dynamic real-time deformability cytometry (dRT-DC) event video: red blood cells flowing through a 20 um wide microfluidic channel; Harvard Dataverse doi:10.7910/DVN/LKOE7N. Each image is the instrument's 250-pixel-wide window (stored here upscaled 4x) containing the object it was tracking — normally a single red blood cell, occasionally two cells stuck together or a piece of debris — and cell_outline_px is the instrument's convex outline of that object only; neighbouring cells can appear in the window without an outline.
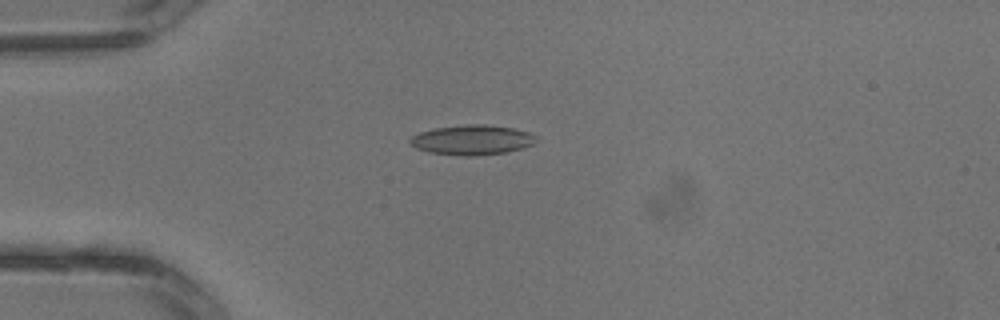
{"species": "common noctule bat (a hibernating species)", "species_latin": "Nyctalus noctula", "temperature_condition": "warm", "stored_images_in_passage": 2, "camera_frame_rate_fps": 3000, "um_per_image_px": 0.085, "animal": {"sex": "male", "body_mass_g": 13.3}, "frame": {"image": 1, "passage_image": 2, "time_ms": 0.333, "image_size_px": [1000, 320], "cell_outline_px": [[536, 140], [532, 144], [524, 148], [504, 152], [476, 156], [464, 156], [428, 152], [416, 148], [408, 144], [408, 140], [412, 136], [420, 132], [436, 128], [464, 124], [484, 124], [512, 128], [528, 132], [536, 136]], "centroid_in_image_um": [40.09, 11.89], "position_along_channel_um": 44.9, "area_um2": 21.96}}